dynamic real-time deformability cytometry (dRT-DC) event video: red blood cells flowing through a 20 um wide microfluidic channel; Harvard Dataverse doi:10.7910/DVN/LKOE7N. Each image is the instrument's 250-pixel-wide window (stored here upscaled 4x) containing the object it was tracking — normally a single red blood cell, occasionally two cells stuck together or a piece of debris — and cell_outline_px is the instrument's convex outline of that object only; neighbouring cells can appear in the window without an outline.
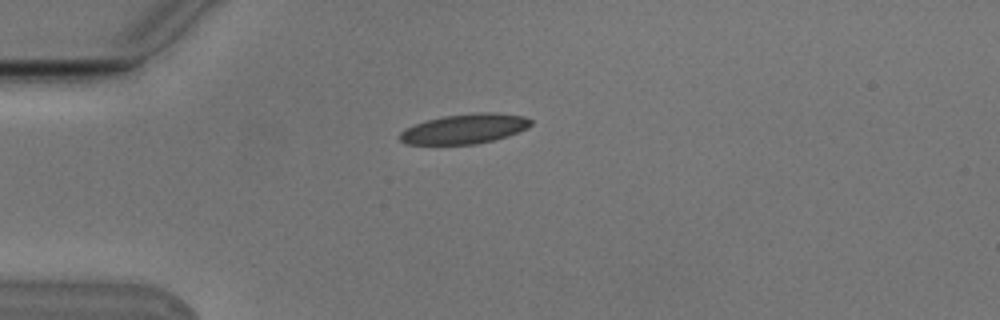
{"species": "Egyptian fruit bat (a non-hibernating species)", "species_latin": "Rousettus aegyptiacus", "temperature_condition": "cold", "stored_images_in_passage": 8, "camera_frame_rate_fps": 3000, "um_per_image_px": 0.085, "animal": {"sex": "male"}, "frame": {"image": 1, "passage_image": 3, "time_ms": 0.667, "image_size_px": [1000, 320], "cell_outline_px": [[532, 124], [528, 128], [508, 136], [476, 144], [404, 144], [400, 140], [400, 132], [404, 128], [428, 120], [444, 116], [480, 112], [488, 112], [524, 116], [532, 120]], "centroid_in_image_um": [39.5, 10.95], "position_along_channel_um": 45.5, "area_um2": 22.6}}
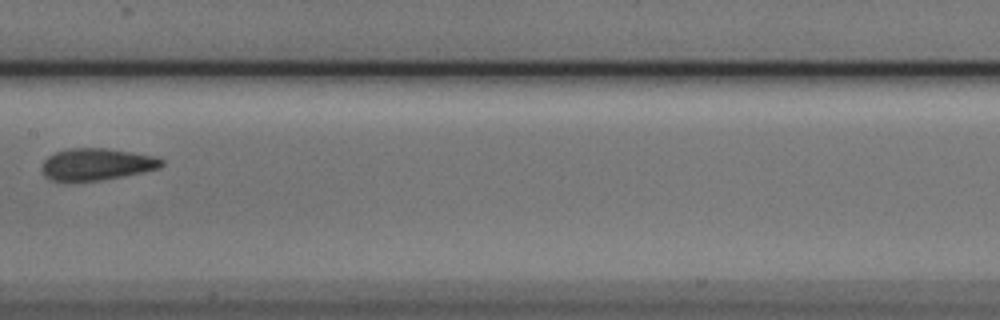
{"frame": {"image": 2, "passage_image": 7, "time_ms": 2.0, "image_size_px": [1000, 320], "cell_outline_px": [[164, 164], [160, 168], [144, 172], [124, 176], [100, 180], [52, 180], [44, 176], [40, 168], [44, 160], [48, 156], [56, 152], [68, 148], [104, 148], [152, 156], [164, 160]], "centroid_in_image_um": [8.19, 13.96], "position_along_channel_um": 199.2, "area_um2": 22.02}}
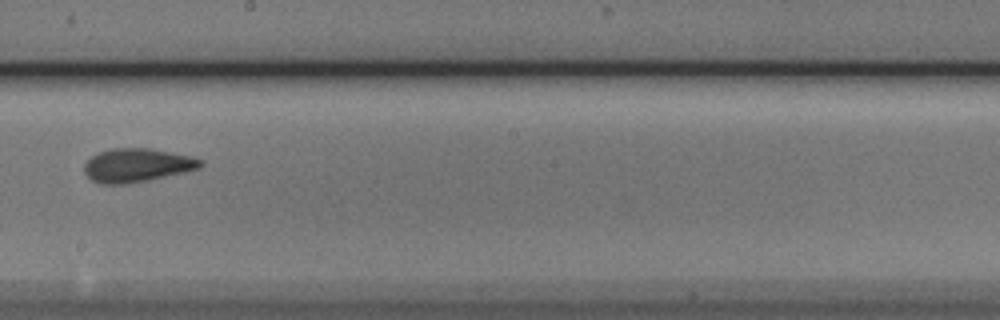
{"frame": {"image": 3, "passage_image": 8, "time_ms": 2.333, "image_size_px": [1000, 320], "cell_outline_px": [[204, 164], [200, 168], [184, 172], [148, 180], [128, 184], [100, 184], [92, 180], [84, 172], [84, 164], [96, 152], [112, 148], [152, 148], [192, 156], [204, 160]], "centroid_in_image_um": [11.66, 14.03], "position_along_channel_um": 236.5, "area_um2": 23.0}}